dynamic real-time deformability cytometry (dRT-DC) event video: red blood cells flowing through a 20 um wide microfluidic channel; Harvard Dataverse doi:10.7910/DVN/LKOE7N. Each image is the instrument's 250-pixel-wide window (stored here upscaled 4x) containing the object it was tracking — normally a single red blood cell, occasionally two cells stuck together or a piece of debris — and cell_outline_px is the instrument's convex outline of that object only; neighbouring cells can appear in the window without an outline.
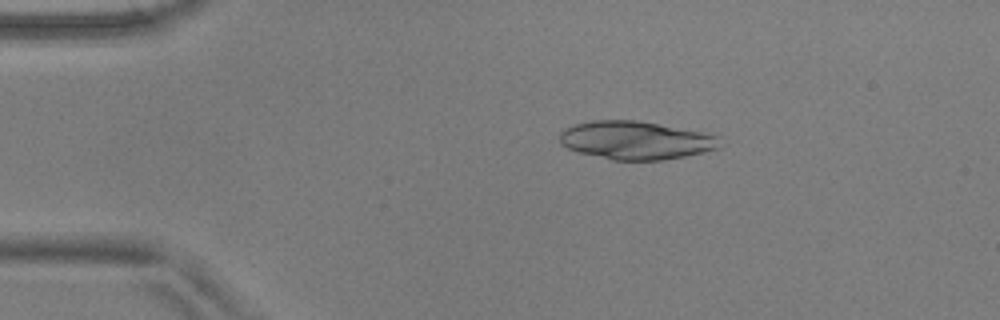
{"species": "common noctule bat (a hibernating species)", "species_latin": "Nyctalus noctula", "temperature_condition": "warm", "stored_images_in_passage": 15, "camera_frame_rate_fps": 3000, "um_per_image_px": 0.085, "animal": {"sex": "male", "body_mass_g": 17.9, "forearm_length_mm": 54.2}, "frame": {"image": 1, "passage_image": 10, "time_ms": 3.0, "image_size_px": [1000, 320], "cell_outline_px": [[720, 148], [704, 152], [664, 160], [612, 160], [580, 152], [568, 148], [560, 144], [560, 132], [564, 128], [576, 124], [592, 120], [636, 120], [716, 132], [720, 136]], "centroid_in_image_um": [54.15, 11.9], "position_along_channel_um": 30.9, "area_um2": 36.41}}